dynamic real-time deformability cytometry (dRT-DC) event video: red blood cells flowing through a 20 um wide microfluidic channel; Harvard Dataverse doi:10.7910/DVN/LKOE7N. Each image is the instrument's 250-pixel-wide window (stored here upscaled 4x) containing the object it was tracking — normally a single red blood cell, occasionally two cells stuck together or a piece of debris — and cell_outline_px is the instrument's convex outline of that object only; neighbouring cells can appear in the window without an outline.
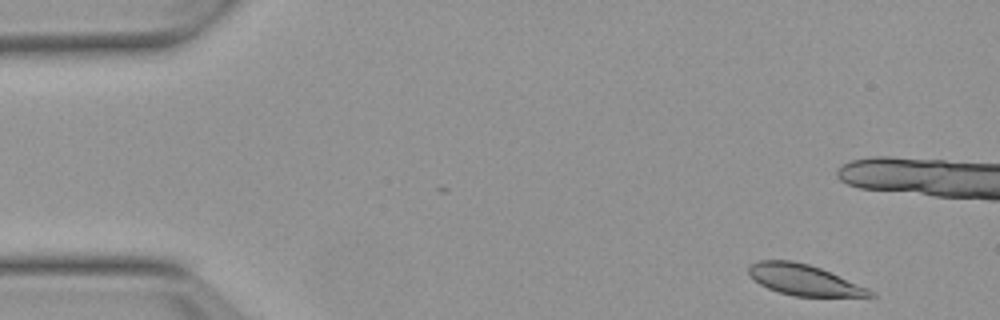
{"species": "Egyptian fruit bat (a non-hibernating species)", "species_latin": "Rousettus aegyptiacus", "temperature_condition": "warm", "stored_images_in_passage": 51, "camera_frame_rate_fps": 3000, "um_per_image_px": 0.085, "animal": {"sex": "female"}, "frame": {"image": 1, "passage_image": 1, "time_ms": 0.0, "image_size_px": [1000, 320], "cell_outline_px": [[876, 296], [792, 296], [768, 288], [760, 284], [748, 272], [748, 268], [752, 264], [760, 260], [792, 260], [808, 264], [820, 268], [868, 288], [876, 292]], "centroid_in_image_um": [68.35, 23.79], "position_along_channel_um": 16.7, "area_um2": 21.44}, "authors_computed_cell_mechanics": {"area_um2": 22.831, "velocity_mm_per_s": 3.7669, "shape_relaxation_time_tau1_ms": 3.2749, "shape_relaxation_time_tau2_ms": 5.0929, "deformation_change_tau1": 0.1085, "deformation_change_tau2": 0.0787}}